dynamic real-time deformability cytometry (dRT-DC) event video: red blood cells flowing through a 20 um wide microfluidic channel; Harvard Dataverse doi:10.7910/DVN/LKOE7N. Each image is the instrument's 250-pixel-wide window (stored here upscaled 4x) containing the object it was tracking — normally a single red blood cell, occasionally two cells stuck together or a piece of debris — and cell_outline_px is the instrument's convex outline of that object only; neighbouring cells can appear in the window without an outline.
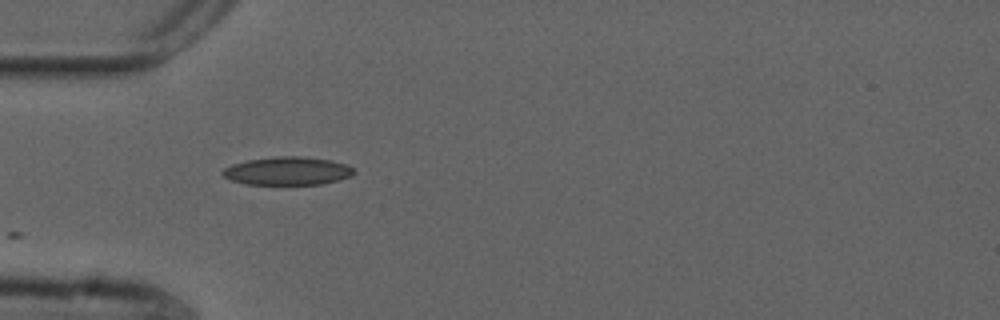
{"species": "common noctule bat (a hibernating species)", "species_latin": "Nyctalus noctula", "temperature_condition": "cold", "stored_images_in_passage": 7, "camera_frame_rate_fps": 3000, "um_per_image_px": 0.085, "animal": {"sex": "male", "forearm_length_mm": 52.5}, "frame": {"image": 1, "passage_image": 1, "time_ms": 0.0, "image_size_px": [1000, 320], "cell_outline_px": [[356, 172], [352, 176], [320, 184], [244, 184], [232, 180], [224, 176], [220, 172], [224, 168], [232, 164], [248, 160], [276, 156], [304, 156], [328, 160], [344, 164], [352, 168]], "centroid_in_image_um": [24.41, 14.53], "position_along_channel_um": 60.6, "area_um2": 21.39}}
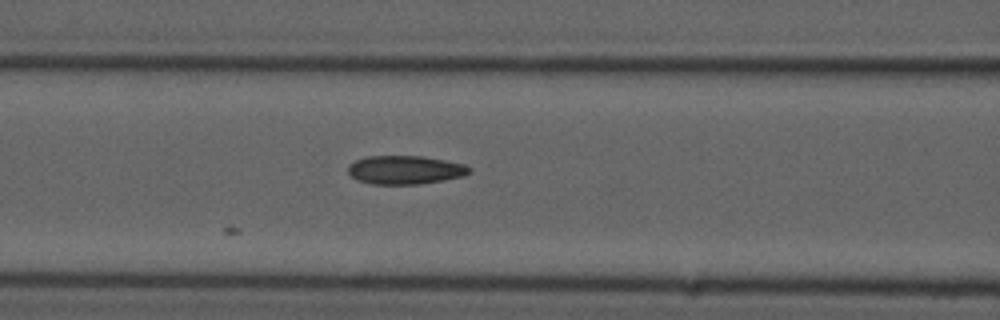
{"frame": {"image": 2, "passage_image": 7, "time_ms": 2.0, "image_size_px": [1000, 320], "cell_outline_px": [[472, 172], [464, 176], [444, 180], [420, 184], [372, 184], [356, 180], [348, 172], [348, 164], [356, 160], [368, 156], [424, 156], [464, 164], [472, 168]], "centroid_in_image_um": [34.45, 14.44], "position_along_channel_um": 132.1, "area_um2": 20.35}}